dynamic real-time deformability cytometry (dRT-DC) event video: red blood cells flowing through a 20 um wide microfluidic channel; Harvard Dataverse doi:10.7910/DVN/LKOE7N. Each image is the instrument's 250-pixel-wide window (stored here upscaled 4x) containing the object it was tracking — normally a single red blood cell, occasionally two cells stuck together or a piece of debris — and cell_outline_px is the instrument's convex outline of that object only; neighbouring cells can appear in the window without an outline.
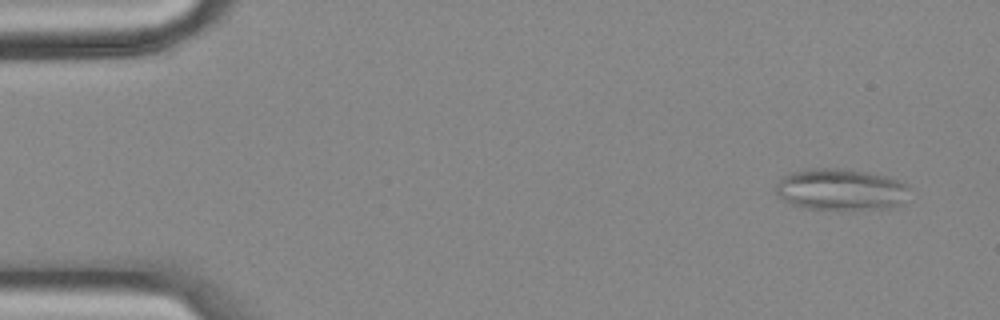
{"species": "common noctule bat (a hibernating species)", "species_latin": "Nyctalus noctula", "temperature_condition": "cold", "stored_images_in_passage": 57, "segment_of_instrument_passage": [1, 2], "camera_frame_rate_fps": 3000, "um_per_image_px": 0.085, "animal": {"sex": "female", "body_mass_g": 18.4}, "frame": {"image": 1, "passage_image": 4, "time_ms": 1.0, "image_size_px": [1000, 320], "cell_outline_px": [[908, 188], [904, 204], [888, 208], [852, 212], [804, 208], [792, 204], [784, 200], [776, 192], [776, 184], [788, 172], [804, 168], [848, 168], [888, 176], [908, 184]], "centroid_in_image_um": [71.49, 16.13], "position_along_channel_um": 13.5, "area_um2": 33.58}}